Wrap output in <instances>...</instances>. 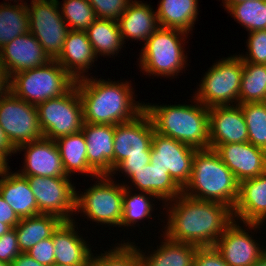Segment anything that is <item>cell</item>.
Instances as JSON below:
<instances>
[{
  "label": "cell",
  "mask_w": 266,
  "mask_h": 266,
  "mask_svg": "<svg viewBox=\"0 0 266 266\" xmlns=\"http://www.w3.org/2000/svg\"><path fill=\"white\" fill-rule=\"evenodd\" d=\"M169 207L164 235L178 242L198 247H214L234 221L233 210L222 203L204 201L181 194Z\"/></svg>",
  "instance_id": "obj_1"
},
{
  "label": "cell",
  "mask_w": 266,
  "mask_h": 266,
  "mask_svg": "<svg viewBox=\"0 0 266 266\" xmlns=\"http://www.w3.org/2000/svg\"><path fill=\"white\" fill-rule=\"evenodd\" d=\"M84 122L117 125L132 121L145 111V104L134 100L129 82L96 80L84 77L76 80ZM135 102V103H134Z\"/></svg>",
  "instance_id": "obj_2"
},
{
  "label": "cell",
  "mask_w": 266,
  "mask_h": 266,
  "mask_svg": "<svg viewBox=\"0 0 266 266\" xmlns=\"http://www.w3.org/2000/svg\"><path fill=\"white\" fill-rule=\"evenodd\" d=\"M182 193L219 202L233 210L239 196V182L214 149H198L193 157L190 180Z\"/></svg>",
  "instance_id": "obj_3"
},
{
  "label": "cell",
  "mask_w": 266,
  "mask_h": 266,
  "mask_svg": "<svg viewBox=\"0 0 266 266\" xmlns=\"http://www.w3.org/2000/svg\"><path fill=\"white\" fill-rule=\"evenodd\" d=\"M195 105H146L155 132L196 149L209 148V108Z\"/></svg>",
  "instance_id": "obj_4"
},
{
  "label": "cell",
  "mask_w": 266,
  "mask_h": 266,
  "mask_svg": "<svg viewBox=\"0 0 266 266\" xmlns=\"http://www.w3.org/2000/svg\"><path fill=\"white\" fill-rule=\"evenodd\" d=\"M75 84L76 80L55 59L10 76V92L35 106L68 93Z\"/></svg>",
  "instance_id": "obj_5"
},
{
  "label": "cell",
  "mask_w": 266,
  "mask_h": 266,
  "mask_svg": "<svg viewBox=\"0 0 266 266\" xmlns=\"http://www.w3.org/2000/svg\"><path fill=\"white\" fill-rule=\"evenodd\" d=\"M185 34L188 33L179 29L159 27L144 42L139 57L142 71L162 77H174L180 73L185 68L187 58L181 43Z\"/></svg>",
  "instance_id": "obj_6"
},
{
  "label": "cell",
  "mask_w": 266,
  "mask_h": 266,
  "mask_svg": "<svg viewBox=\"0 0 266 266\" xmlns=\"http://www.w3.org/2000/svg\"><path fill=\"white\" fill-rule=\"evenodd\" d=\"M242 72L240 55L219 60L204 75L194 99L207 108L231 105L232 102L238 105Z\"/></svg>",
  "instance_id": "obj_7"
},
{
  "label": "cell",
  "mask_w": 266,
  "mask_h": 266,
  "mask_svg": "<svg viewBox=\"0 0 266 266\" xmlns=\"http://www.w3.org/2000/svg\"><path fill=\"white\" fill-rule=\"evenodd\" d=\"M36 107L45 138L56 140L82 130L83 105L76 85L68 93L39 103Z\"/></svg>",
  "instance_id": "obj_8"
},
{
  "label": "cell",
  "mask_w": 266,
  "mask_h": 266,
  "mask_svg": "<svg viewBox=\"0 0 266 266\" xmlns=\"http://www.w3.org/2000/svg\"><path fill=\"white\" fill-rule=\"evenodd\" d=\"M98 179L84 194H76V211L94 222L121 227L124 185L115 184L110 175H99Z\"/></svg>",
  "instance_id": "obj_9"
},
{
  "label": "cell",
  "mask_w": 266,
  "mask_h": 266,
  "mask_svg": "<svg viewBox=\"0 0 266 266\" xmlns=\"http://www.w3.org/2000/svg\"><path fill=\"white\" fill-rule=\"evenodd\" d=\"M0 127L15 150L44 137L37 107L11 92L0 98Z\"/></svg>",
  "instance_id": "obj_10"
},
{
  "label": "cell",
  "mask_w": 266,
  "mask_h": 266,
  "mask_svg": "<svg viewBox=\"0 0 266 266\" xmlns=\"http://www.w3.org/2000/svg\"><path fill=\"white\" fill-rule=\"evenodd\" d=\"M28 7L30 32L42 45L51 59H56L63 50L69 28L59 12L58 0H32Z\"/></svg>",
  "instance_id": "obj_11"
},
{
  "label": "cell",
  "mask_w": 266,
  "mask_h": 266,
  "mask_svg": "<svg viewBox=\"0 0 266 266\" xmlns=\"http://www.w3.org/2000/svg\"><path fill=\"white\" fill-rule=\"evenodd\" d=\"M34 194L38 214L54 215L63 221H74L76 190L68 177L25 176Z\"/></svg>",
  "instance_id": "obj_12"
},
{
  "label": "cell",
  "mask_w": 266,
  "mask_h": 266,
  "mask_svg": "<svg viewBox=\"0 0 266 266\" xmlns=\"http://www.w3.org/2000/svg\"><path fill=\"white\" fill-rule=\"evenodd\" d=\"M198 149L154 131L150 163L169 172L183 190L192 174L193 157Z\"/></svg>",
  "instance_id": "obj_13"
},
{
  "label": "cell",
  "mask_w": 266,
  "mask_h": 266,
  "mask_svg": "<svg viewBox=\"0 0 266 266\" xmlns=\"http://www.w3.org/2000/svg\"><path fill=\"white\" fill-rule=\"evenodd\" d=\"M154 126L144 111L132 121L115 125L114 169L128 156L151 152Z\"/></svg>",
  "instance_id": "obj_14"
},
{
  "label": "cell",
  "mask_w": 266,
  "mask_h": 266,
  "mask_svg": "<svg viewBox=\"0 0 266 266\" xmlns=\"http://www.w3.org/2000/svg\"><path fill=\"white\" fill-rule=\"evenodd\" d=\"M213 149L239 183L266 172V150L249 142L219 144Z\"/></svg>",
  "instance_id": "obj_15"
},
{
  "label": "cell",
  "mask_w": 266,
  "mask_h": 266,
  "mask_svg": "<svg viewBox=\"0 0 266 266\" xmlns=\"http://www.w3.org/2000/svg\"><path fill=\"white\" fill-rule=\"evenodd\" d=\"M244 142H248V129L239 104L209 108V148Z\"/></svg>",
  "instance_id": "obj_16"
},
{
  "label": "cell",
  "mask_w": 266,
  "mask_h": 266,
  "mask_svg": "<svg viewBox=\"0 0 266 266\" xmlns=\"http://www.w3.org/2000/svg\"><path fill=\"white\" fill-rule=\"evenodd\" d=\"M23 149L26 150L24 168L18 172L22 176L68 177L55 140L43 137L21 145L16 153Z\"/></svg>",
  "instance_id": "obj_17"
},
{
  "label": "cell",
  "mask_w": 266,
  "mask_h": 266,
  "mask_svg": "<svg viewBox=\"0 0 266 266\" xmlns=\"http://www.w3.org/2000/svg\"><path fill=\"white\" fill-rule=\"evenodd\" d=\"M234 220L214 247L229 266H253L265 253L252 236Z\"/></svg>",
  "instance_id": "obj_18"
},
{
  "label": "cell",
  "mask_w": 266,
  "mask_h": 266,
  "mask_svg": "<svg viewBox=\"0 0 266 266\" xmlns=\"http://www.w3.org/2000/svg\"><path fill=\"white\" fill-rule=\"evenodd\" d=\"M52 60L31 32L16 37L0 49V63L9 76Z\"/></svg>",
  "instance_id": "obj_19"
},
{
  "label": "cell",
  "mask_w": 266,
  "mask_h": 266,
  "mask_svg": "<svg viewBox=\"0 0 266 266\" xmlns=\"http://www.w3.org/2000/svg\"><path fill=\"white\" fill-rule=\"evenodd\" d=\"M248 228H258L266 220V172L239 183V196L233 208V218Z\"/></svg>",
  "instance_id": "obj_20"
},
{
  "label": "cell",
  "mask_w": 266,
  "mask_h": 266,
  "mask_svg": "<svg viewBox=\"0 0 266 266\" xmlns=\"http://www.w3.org/2000/svg\"><path fill=\"white\" fill-rule=\"evenodd\" d=\"M81 131L87 144L88 164L99 175L113 176L115 125L84 122Z\"/></svg>",
  "instance_id": "obj_21"
},
{
  "label": "cell",
  "mask_w": 266,
  "mask_h": 266,
  "mask_svg": "<svg viewBox=\"0 0 266 266\" xmlns=\"http://www.w3.org/2000/svg\"><path fill=\"white\" fill-rule=\"evenodd\" d=\"M75 221H63L53 232L55 264L87 266L93 253L83 237L75 231Z\"/></svg>",
  "instance_id": "obj_22"
},
{
  "label": "cell",
  "mask_w": 266,
  "mask_h": 266,
  "mask_svg": "<svg viewBox=\"0 0 266 266\" xmlns=\"http://www.w3.org/2000/svg\"><path fill=\"white\" fill-rule=\"evenodd\" d=\"M96 58L85 31L69 30L63 50L55 59L75 80L83 75ZM82 74V75H81Z\"/></svg>",
  "instance_id": "obj_23"
},
{
  "label": "cell",
  "mask_w": 266,
  "mask_h": 266,
  "mask_svg": "<svg viewBox=\"0 0 266 266\" xmlns=\"http://www.w3.org/2000/svg\"><path fill=\"white\" fill-rule=\"evenodd\" d=\"M9 168L0 175V195L20 219L38 215V206L27 178L18 172L10 173Z\"/></svg>",
  "instance_id": "obj_24"
},
{
  "label": "cell",
  "mask_w": 266,
  "mask_h": 266,
  "mask_svg": "<svg viewBox=\"0 0 266 266\" xmlns=\"http://www.w3.org/2000/svg\"><path fill=\"white\" fill-rule=\"evenodd\" d=\"M119 30L124 39L146 40L160 27L157 14L142 1H132L118 19Z\"/></svg>",
  "instance_id": "obj_25"
},
{
  "label": "cell",
  "mask_w": 266,
  "mask_h": 266,
  "mask_svg": "<svg viewBox=\"0 0 266 266\" xmlns=\"http://www.w3.org/2000/svg\"><path fill=\"white\" fill-rule=\"evenodd\" d=\"M129 178L140 191L152 194L157 199L161 198L164 202L171 203L170 200L182 194V189L174 182L169 172L151 163L134 170V174Z\"/></svg>",
  "instance_id": "obj_26"
},
{
  "label": "cell",
  "mask_w": 266,
  "mask_h": 266,
  "mask_svg": "<svg viewBox=\"0 0 266 266\" xmlns=\"http://www.w3.org/2000/svg\"><path fill=\"white\" fill-rule=\"evenodd\" d=\"M164 238L163 245L148 256L138 248L142 266H193L198 246Z\"/></svg>",
  "instance_id": "obj_27"
},
{
  "label": "cell",
  "mask_w": 266,
  "mask_h": 266,
  "mask_svg": "<svg viewBox=\"0 0 266 266\" xmlns=\"http://www.w3.org/2000/svg\"><path fill=\"white\" fill-rule=\"evenodd\" d=\"M62 222L63 220L59 217L49 214H38L20 219L14 228L21 253H28L41 240L52 237L53 232Z\"/></svg>",
  "instance_id": "obj_28"
},
{
  "label": "cell",
  "mask_w": 266,
  "mask_h": 266,
  "mask_svg": "<svg viewBox=\"0 0 266 266\" xmlns=\"http://www.w3.org/2000/svg\"><path fill=\"white\" fill-rule=\"evenodd\" d=\"M67 176L79 172L98 177L99 174L88 164L87 144L83 132L65 135L55 140ZM70 174V175H69Z\"/></svg>",
  "instance_id": "obj_29"
},
{
  "label": "cell",
  "mask_w": 266,
  "mask_h": 266,
  "mask_svg": "<svg viewBox=\"0 0 266 266\" xmlns=\"http://www.w3.org/2000/svg\"><path fill=\"white\" fill-rule=\"evenodd\" d=\"M198 0H161L156 11L160 27L189 31L198 14Z\"/></svg>",
  "instance_id": "obj_30"
},
{
  "label": "cell",
  "mask_w": 266,
  "mask_h": 266,
  "mask_svg": "<svg viewBox=\"0 0 266 266\" xmlns=\"http://www.w3.org/2000/svg\"><path fill=\"white\" fill-rule=\"evenodd\" d=\"M85 32L96 57L115 55L124 44L117 21L97 19Z\"/></svg>",
  "instance_id": "obj_31"
},
{
  "label": "cell",
  "mask_w": 266,
  "mask_h": 266,
  "mask_svg": "<svg viewBox=\"0 0 266 266\" xmlns=\"http://www.w3.org/2000/svg\"><path fill=\"white\" fill-rule=\"evenodd\" d=\"M27 3L0 5V49L16 37L30 32Z\"/></svg>",
  "instance_id": "obj_32"
},
{
  "label": "cell",
  "mask_w": 266,
  "mask_h": 266,
  "mask_svg": "<svg viewBox=\"0 0 266 266\" xmlns=\"http://www.w3.org/2000/svg\"><path fill=\"white\" fill-rule=\"evenodd\" d=\"M243 62V72L239 90V104L246 102H265L266 64Z\"/></svg>",
  "instance_id": "obj_33"
},
{
  "label": "cell",
  "mask_w": 266,
  "mask_h": 266,
  "mask_svg": "<svg viewBox=\"0 0 266 266\" xmlns=\"http://www.w3.org/2000/svg\"><path fill=\"white\" fill-rule=\"evenodd\" d=\"M248 129V142L266 150V102L239 104Z\"/></svg>",
  "instance_id": "obj_34"
},
{
  "label": "cell",
  "mask_w": 266,
  "mask_h": 266,
  "mask_svg": "<svg viewBox=\"0 0 266 266\" xmlns=\"http://www.w3.org/2000/svg\"><path fill=\"white\" fill-rule=\"evenodd\" d=\"M227 10L247 31L266 30V0L240 2Z\"/></svg>",
  "instance_id": "obj_35"
},
{
  "label": "cell",
  "mask_w": 266,
  "mask_h": 266,
  "mask_svg": "<svg viewBox=\"0 0 266 266\" xmlns=\"http://www.w3.org/2000/svg\"><path fill=\"white\" fill-rule=\"evenodd\" d=\"M61 8L69 30L86 31L98 19L87 0H64Z\"/></svg>",
  "instance_id": "obj_36"
},
{
  "label": "cell",
  "mask_w": 266,
  "mask_h": 266,
  "mask_svg": "<svg viewBox=\"0 0 266 266\" xmlns=\"http://www.w3.org/2000/svg\"><path fill=\"white\" fill-rule=\"evenodd\" d=\"M128 185H124V195H123V217L121 220V226H131L136 224L139 220L144 218L151 219L152 208L154 205L150 202V197H156L152 194L145 193V194H132L130 195L131 191Z\"/></svg>",
  "instance_id": "obj_37"
},
{
  "label": "cell",
  "mask_w": 266,
  "mask_h": 266,
  "mask_svg": "<svg viewBox=\"0 0 266 266\" xmlns=\"http://www.w3.org/2000/svg\"><path fill=\"white\" fill-rule=\"evenodd\" d=\"M118 245L101 256L92 255L87 266H142L137 246L129 242Z\"/></svg>",
  "instance_id": "obj_38"
},
{
  "label": "cell",
  "mask_w": 266,
  "mask_h": 266,
  "mask_svg": "<svg viewBox=\"0 0 266 266\" xmlns=\"http://www.w3.org/2000/svg\"><path fill=\"white\" fill-rule=\"evenodd\" d=\"M98 19L118 21L133 0H87Z\"/></svg>",
  "instance_id": "obj_39"
},
{
  "label": "cell",
  "mask_w": 266,
  "mask_h": 266,
  "mask_svg": "<svg viewBox=\"0 0 266 266\" xmlns=\"http://www.w3.org/2000/svg\"><path fill=\"white\" fill-rule=\"evenodd\" d=\"M247 40L248 53L247 56L240 55L242 61L255 64H266V30H257L249 32Z\"/></svg>",
  "instance_id": "obj_40"
},
{
  "label": "cell",
  "mask_w": 266,
  "mask_h": 266,
  "mask_svg": "<svg viewBox=\"0 0 266 266\" xmlns=\"http://www.w3.org/2000/svg\"><path fill=\"white\" fill-rule=\"evenodd\" d=\"M21 253L15 228L0 237V261L11 264Z\"/></svg>",
  "instance_id": "obj_41"
},
{
  "label": "cell",
  "mask_w": 266,
  "mask_h": 266,
  "mask_svg": "<svg viewBox=\"0 0 266 266\" xmlns=\"http://www.w3.org/2000/svg\"><path fill=\"white\" fill-rule=\"evenodd\" d=\"M54 248L53 238L50 237L34 245L27 254L44 266H53L55 264Z\"/></svg>",
  "instance_id": "obj_42"
},
{
  "label": "cell",
  "mask_w": 266,
  "mask_h": 266,
  "mask_svg": "<svg viewBox=\"0 0 266 266\" xmlns=\"http://www.w3.org/2000/svg\"><path fill=\"white\" fill-rule=\"evenodd\" d=\"M193 266H229L215 247H199Z\"/></svg>",
  "instance_id": "obj_43"
},
{
  "label": "cell",
  "mask_w": 266,
  "mask_h": 266,
  "mask_svg": "<svg viewBox=\"0 0 266 266\" xmlns=\"http://www.w3.org/2000/svg\"><path fill=\"white\" fill-rule=\"evenodd\" d=\"M150 156L151 152H144V155L128 156L113 170L112 174L116 171H123L128 175L127 177H130L134 174V170H139L150 163Z\"/></svg>",
  "instance_id": "obj_44"
},
{
  "label": "cell",
  "mask_w": 266,
  "mask_h": 266,
  "mask_svg": "<svg viewBox=\"0 0 266 266\" xmlns=\"http://www.w3.org/2000/svg\"><path fill=\"white\" fill-rule=\"evenodd\" d=\"M0 222L10 225L14 228L19 222L20 218L15 211L6 203L0 195Z\"/></svg>",
  "instance_id": "obj_45"
},
{
  "label": "cell",
  "mask_w": 266,
  "mask_h": 266,
  "mask_svg": "<svg viewBox=\"0 0 266 266\" xmlns=\"http://www.w3.org/2000/svg\"><path fill=\"white\" fill-rule=\"evenodd\" d=\"M12 153H16L11 143L8 141L4 130L0 127V156L7 162L8 155L11 156Z\"/></svg>",
  "instance_id": "obj_46"
},
{
  "label": "cell",
  "mask_w": 266,
  "mask_h": 266,
  "mask_svg": "<svg viewBox=\"0 0 266 266\" xmlns=\"http://www.w3.org/2000/svg\"><path fill=\"white\" fill-rule=\"evenodd\" d=\"M10 92V76L0 63V98Z\"/></svg>",
  "instance_id": "obj_47"
},
{
  "label": "cell",
  "mask_w": 266,
  "mask_h": 266,
  "mask_svg": "<svg viewBox=\"0 0 266 266\" xmlns=\"http://www.w3.org/2000/svg\"><path fill=\"white\" fill-rule=\"evenodd\" d=\"M11 266H44L34 260L27 253H20L18 257L11 263Z\"/></svg>",
  "instance_id": "obj_48"
},
{
  "label": "cell",
  "mask_w": 266,
  "mask_h": 266,
  "mask_svg": "<svg viewBox=\"0 0 266 266\" xmlns=\"http://www.w3.org/2000/svg\"><path fill=\"white\" fill-rule=\"evenodd\" d=\"M244 1H254V0H224V7L225 9H228L231 5L244 2Z\"/></svg>",
  "instance_id": "obj_49"
},
{
  "label": "cell",
  "mask_w": 266,
  "mask_h": 266,
  "mask_svg": "<svg viewBox=\"0 0 266 266\" xmlns=\"http://www.w3.org/2000/svg\"><path fill=\"white\" fill-rule=\"evenodd\" d=\"M11 229L12 227L10 225L0 222V237Z\"/></svg>",
  "instance_id": "obj_50"
},
{
  "label": "cell",
  "mask_w": 266,
  "mask_h": 266,
  "mask_svg": "<svg viewBox=\"0 0 266 266\" xmlns=\"http://www.w3.org/2000/svg\"><path fill=\"white\" fill-rule=\"evenodd\" d=\"M7 165H8V163L0 156V175L8 167Z\"/></svg>",
  "instance_id": "obj_51"
},
{
  "label": "cell",
  "mask_w": 266,
  "mask_h": 266,
  "mask_svg": "<svg viewBox=\"0 0 266 266\" xmlns=\"http://www.w3.org/2000/svg\"><path fill=\"white\" fill-rule=\"evenodd\" d=\"M253 266H266V253Z\"/></svg>",
  "instance_id": "obj_52"
},
{
  "label": "cell",
  "mask_w": 266,
  "mask_h": 266,
  "mask_svg": "<svg viewBox=\"0 0 266 266\" xmlns=\"http://www.w3.org/2000/svg\"><path fill=\"white\" fill-rule=\"evenodd\" d=\"M0 266H11V264H8L6 262L0 261Z\"/></svg>",
  "instance_id": "obj_53"
},
{
  "label": "cell",
  "mask_w": 266,
  "mask_h": 266,
  "mask_svg": "<svg viewBox=\"0 0 266 266\" xmlns=\"http://www.w3.org/2000/svg\"><path fill=\"white\" fill-rule=\"evenodd\" d=\"M53 266H64V265L54 264Z\"/></svg>",
  "instance_id": "obj_54"
}]
</instances>
